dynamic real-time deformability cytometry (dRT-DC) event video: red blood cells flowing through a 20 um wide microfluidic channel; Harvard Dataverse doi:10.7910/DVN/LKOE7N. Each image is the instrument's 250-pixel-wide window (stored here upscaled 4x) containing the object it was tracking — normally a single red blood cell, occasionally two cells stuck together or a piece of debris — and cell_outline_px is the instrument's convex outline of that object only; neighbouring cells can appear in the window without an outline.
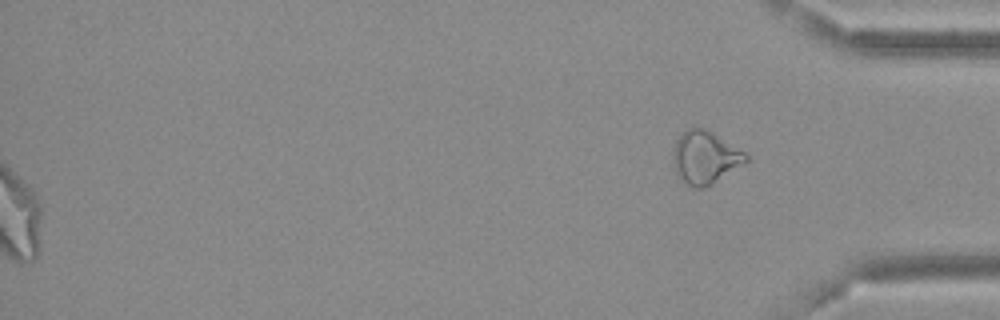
{"species": "Egyptian fruit bat (a non-hibernating species)", "species_latin": "Rousettus aegyptiacus", "temperature_condition": "cold", "stored_images_in_passage": 56, "segment_of_instrument_passage": [2, 2], "camera_frame_rate_fps": 3000, "um_per_image_px": 0.085, "frame": {"image": 1, "passage_image": 56, "time_ms": 18.333, "image_size_px": [1000, 320], "cell_outline_px": [[748, 160], [704, 188], [696, 188], [688, 184], [676, 176], [672, 160], [672, 152], [676, 140], [688, 128], [708, 128], [744, 152], [748, 156]], "centroid_in_image_um": [59.88, 13.36], "position_along_channel_um": 375.3, "area_um2": 22.2}}